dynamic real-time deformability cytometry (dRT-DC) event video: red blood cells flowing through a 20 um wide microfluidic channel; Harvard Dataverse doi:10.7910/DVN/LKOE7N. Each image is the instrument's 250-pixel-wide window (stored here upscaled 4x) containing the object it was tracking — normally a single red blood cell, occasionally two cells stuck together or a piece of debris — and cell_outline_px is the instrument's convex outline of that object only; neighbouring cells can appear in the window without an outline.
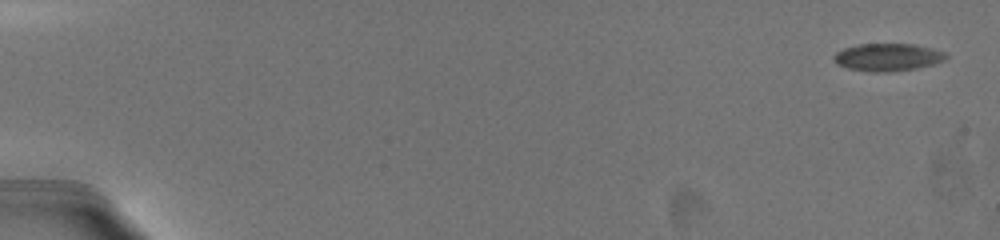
{"species": "common noctule bat (a hibernating species)", "species_latin": "Nyctalus noctula", "temperature_condition": "warm", "stored_images_in_passage": 32, "camera_frame_rate_fps": 3000, "um_per_image_px": 0.085, "animal": {"sex": "female", "body_mass_g": 19.5, "forearm_length_mm": 54.1}, "frame": {"image": 1, "passage_image": 1, "time_ms": 0.0, "image_size_px": [1000, 240], "cell_outline_px": [[948, 56], [944, 60], [932, 64], [916, 68], [892, 72], [872, 72], [848, 68], [836, 64], [832, 60], [832, 56], [836, 52], [844, 48], [856, 44], [912, 44], [932, 48], [944, 52]], "centroid_in_image_um": [75.4, 4.86], "position_along_channel_um": 9.6, "area_um2": 18.09}}
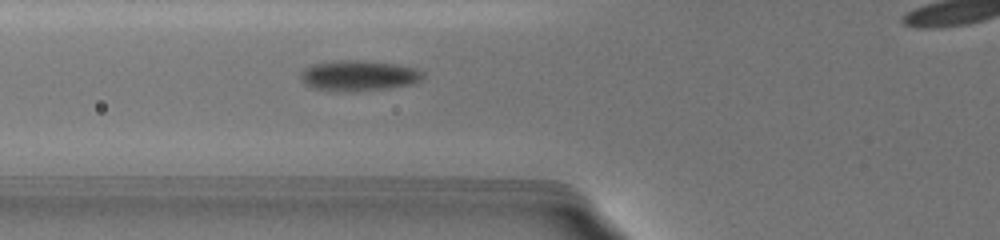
{"frame": {"image": 2, "passage_image": 19, "time_ms": 7.333, "image_size_px": [1000, 240], "cell_outline_px": [[424, 76], [420, 80], [412, 84], [392, 88], [356, 92], [336, 92], [312, 88], [304, 84], [300, 76], [300, 72], [304, 68], [312, 64], [356, 60], [360, 60], [396, 64], [416, 68], [424, 72]], "centroid_in_image_um": [30.49, 6.46], "position_along_channel_um": 95.3, "area_um2": 22.02}}
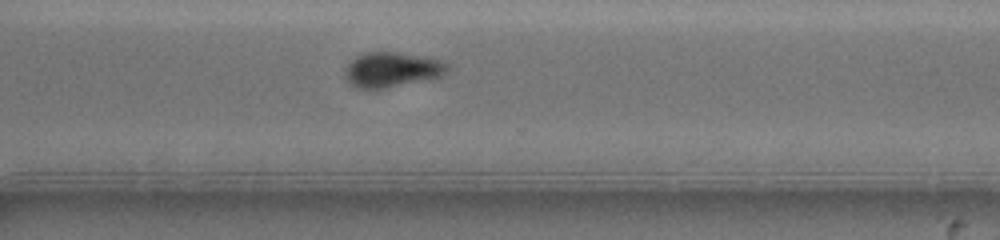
{"frame": {"image": 3, "passage_image": 32, "time_ms": 14.0, "image_size_px": [1000, 240], "cell_outline_px": [[448, 72], [440, 76], [384, 88], [360, 88], [352, 84], [348, 80], [344, 72], [344, 68], [356, 56], [364, 52], [396, 52], [420, 56], [440, 60], [448, 64]], "centroid_in_image_um": [33.29, 5.9], "position_along_channel_um": 337.3, "area_um2": 20.4}}